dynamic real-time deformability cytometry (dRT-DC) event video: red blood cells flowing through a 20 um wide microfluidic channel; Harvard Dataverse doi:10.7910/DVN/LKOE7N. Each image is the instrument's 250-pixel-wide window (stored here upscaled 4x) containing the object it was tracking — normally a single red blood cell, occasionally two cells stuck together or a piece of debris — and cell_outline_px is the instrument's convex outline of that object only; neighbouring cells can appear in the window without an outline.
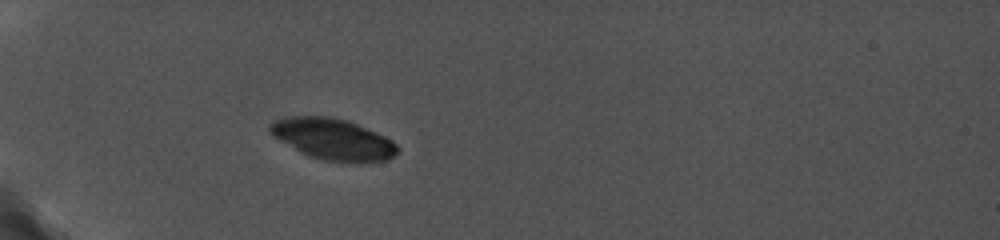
{"species": "common noctule bat (a hibernating species)", "species_latin": "Nyctalus noctula", "temperature_condition": "cold", "stored_images_in_passage": 13, "camera_frame_rate_fps": 5000, "um_per_image_px": 0.085, "animal": {"sex": "female", "body_mass_g": 19.0, "forearm_length_mm": 56.7}, "frame": {"image": 1, "passage_image": 10, "time_ms": 3.4, "image_size_px": [1000, 240], "cell_outline_px": [[400, 152], [388, 160], [360, 164], [344, 164], [324, 160], [308, 156], [300, 152], [280, 140], [268, 128], [268, 124], [272, 120], [284, 116], [332, 116], [348, 120], [376, 132], [392, 140], [400, 148]], "centroid_in_image_um": [28.35, 11.85], "position_along_channel_um": 56.7, "area_um2": 31.39}}